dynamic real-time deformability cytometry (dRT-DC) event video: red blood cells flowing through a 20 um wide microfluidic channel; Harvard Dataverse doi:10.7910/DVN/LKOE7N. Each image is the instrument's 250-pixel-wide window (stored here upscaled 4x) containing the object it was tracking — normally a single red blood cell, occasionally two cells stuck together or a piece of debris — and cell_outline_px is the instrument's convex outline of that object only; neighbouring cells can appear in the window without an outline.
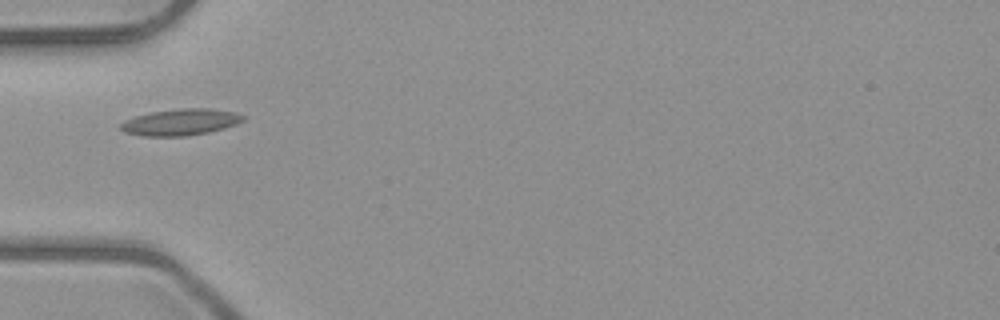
{"species": "common noctule bat (a hibernating species)", "species_latin": "Nyctalus noctula", "temperature_condition": "room temperature", "stored_images_in_passage": 5, "camera_frame_rate_fps": 3000, "um_per_image_px": 0.085, "animal": {"sex": "male", "body_mass_g": 23.1, "forearm_length_mm": 52.7}, "frame": {"image": 1, "passage_image": 4, "time_ms": 4.333, "image_size_px": [1000, 320], "cell_outline_px": [[244, 120], [236, 124], [224, 128], [208, 132], [184, 136], [140, 136], [124, 132], [120, 128], [120, 124], [124, 120], [136, 116], [152, 112], [180, 108], [212, 108], [236, 112], [244, 116]], "centroid_in_image_um": [15.34, 10.38], "position_along_channel_um": 69.7, "area_um2": 18.9}}
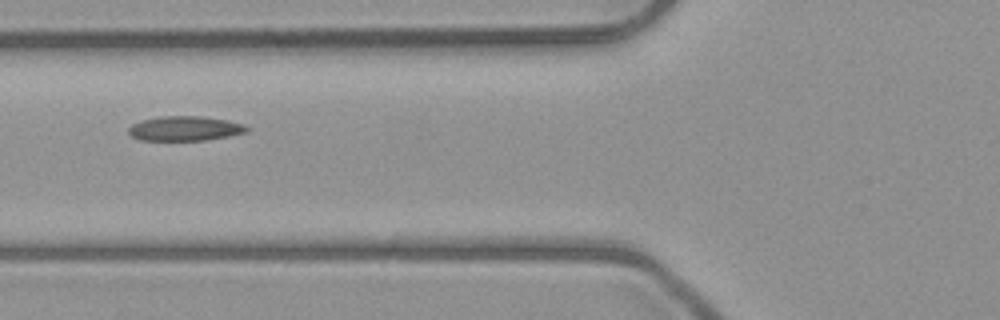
{"frame": {"image": 2, "passage_image": 5, "time_ms": 5.333, "image_size_px": [1000, 320], "cell_outline_px": [[252, 128], [248, 132], [228, 136], [204, 140], [140, 140], [132, 136], [128, 132], [128, 128], [132, 124], [140, 120], [160, 116], [200, 116], [228, 120], [244, 124]], "centroid_in_image_um": [15.74, 10.91], "position_along_channel_um": 110.1, "area_um2": 17.11}}